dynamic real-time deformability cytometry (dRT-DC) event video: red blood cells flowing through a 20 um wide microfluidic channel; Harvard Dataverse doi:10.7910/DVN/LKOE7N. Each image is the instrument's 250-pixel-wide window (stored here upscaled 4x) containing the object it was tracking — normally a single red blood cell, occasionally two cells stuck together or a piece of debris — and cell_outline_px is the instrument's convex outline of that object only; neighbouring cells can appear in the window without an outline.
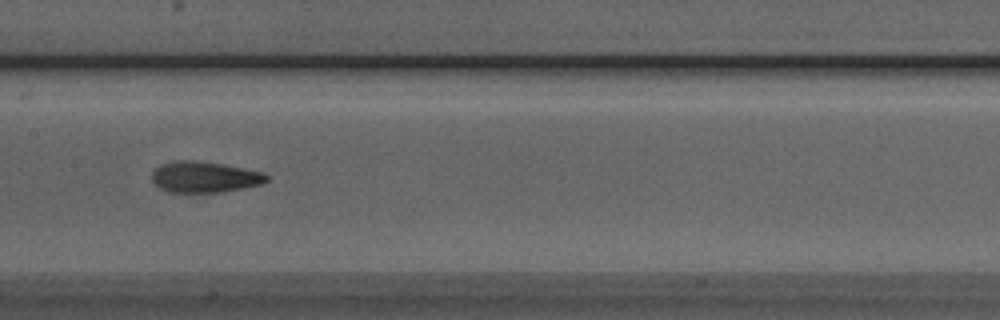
{"species": "Egyptian fruit bat (a non-hibernating species)", "species_latin": "Rousettus aegyptiacus", "temperature_condition": "room temperature", "stored_images_in_passage": 37, "camera_frame_rate_fps": 3000, "um_per_image_px": 0.085, "animal": {"sex": "male"}, "frame": {"image": 1, "passage_image": 15, "time_ms": 4.667, "image_size_px": [1000, 320], "cell_outline_px": [[268, 180], [260, 184], [220, 192], [168, 192], [160, 188], [152, 180], [152, 172], [160, 164], [172, 160], [196, 160], [224, 164], [264, 172], [268, 176]], "centroid_in_image_um": [17.36, 15.02], "position_along_channel_um": 190.0, "area_um2": 20.75}}
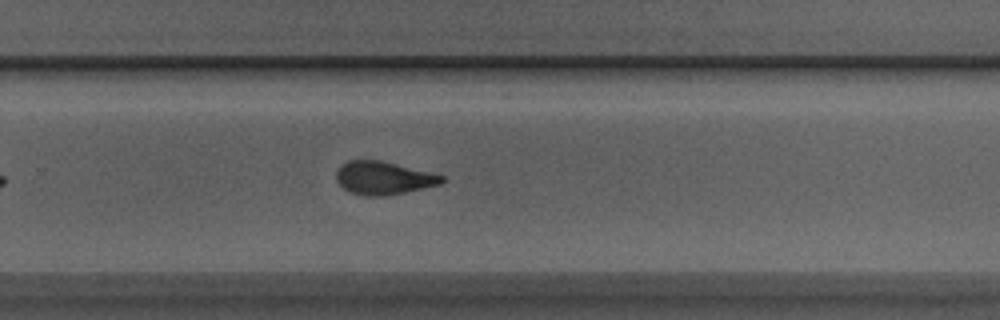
{"frame": {"image": 2, "passage_image": 23, "time_ms": 7.333, "image_size_px": [1000, 320], "cell_outline_px": [[444, 180], [440, 184], [404, 192], [384, 196], [364, 196], [348, 192], [336, 180], [336, 172], [340, 164], [348, 160], [380, 160], [432, 172], [444, 176]], "centroid_in_image_um": [32.56, 15.12], "position_along_channel_um": 297.2, "area_um2": 20.4}}
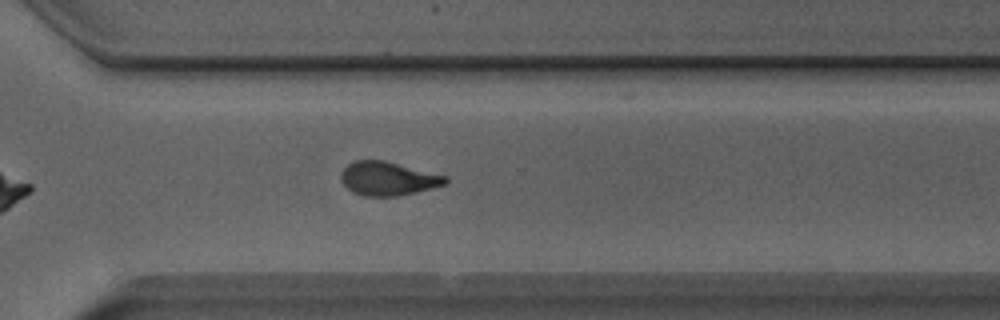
{"frame": {"image": 3, "passage_image": 26, "time_ms": 8.333, "image_size_px": [1000, 320], "cell_outline_px": [[448, 184], [400, 196], [364, 196], [352, 192], [340, 180], [340, 176], [344, 168], [348, 164], [356, 160], [384, 160], [448, 176]], "centroid_in_image_um": [33.0, 15.18], "position_along_channel_um": 337.6, "area_um2": 20.63}, "authors_computed_cell_mechanics": {"area_um2": 20.6924, "velocity_mm_per_s": 4.0367, "shape_relaxation_time_tau1_ms": 5.6674, "shape_relaxation_time_tau2_ms": 1.7754, "deformation_change_tau1": 0.1882, "deformation_change_tau2": 0.0934}}